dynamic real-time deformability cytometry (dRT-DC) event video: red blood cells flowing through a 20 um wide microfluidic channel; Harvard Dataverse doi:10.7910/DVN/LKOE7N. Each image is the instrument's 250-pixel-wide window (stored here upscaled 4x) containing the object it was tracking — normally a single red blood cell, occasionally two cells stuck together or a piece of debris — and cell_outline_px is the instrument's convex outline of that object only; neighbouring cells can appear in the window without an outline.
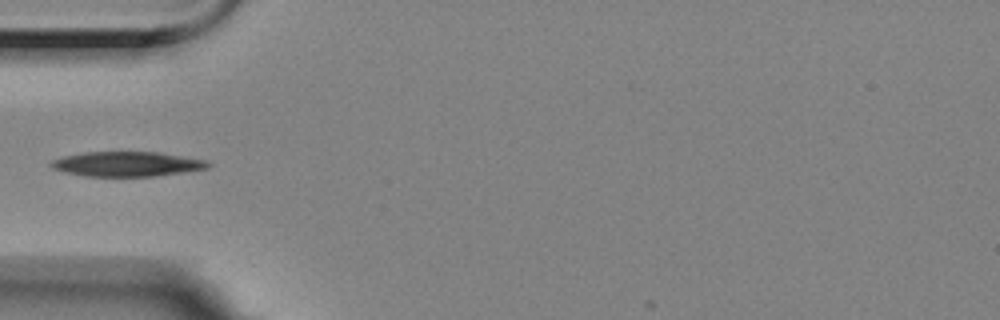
{"species": "Egyptian fruit bat (a non-hibernating species)", "species_latin": "Rousettus aegyptiacus", "temperature_condition": "room temperature", "stored_images_in_passage": 35, "camera_frame_rate_fps": 3000, "um_per_image_px": 0.085, "animal": {"sex": "female"}, "frame": {"image": 1, "passage_image": 1, "time_ms": 0.0, "image_size_px": [1000, 320], "cell_outline_px": [[212, 164], [208, 168], [156, 176], [84, 176], [64, 172], [52, 168], [48, 164], [52, 160], [64, 156], [84, 152], [160, 152], [204, 160]], "centroid_in_image_um": [10.75, 13.94], "position_along_channel_um": 74.2, "area_um2": 22.6}}
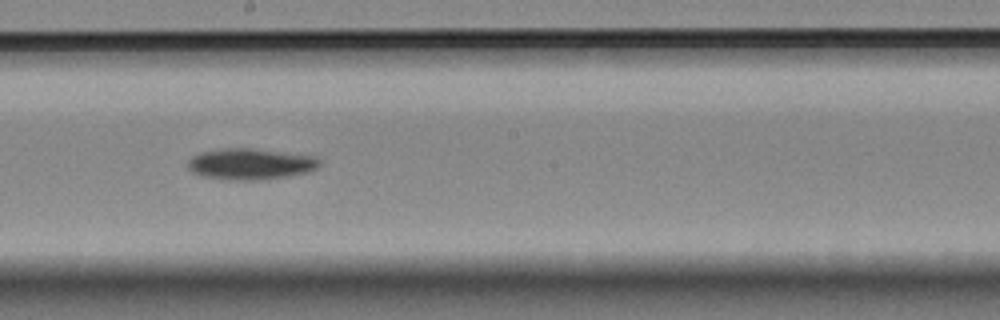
{"frame": {"image": 2, "passage_image": 14, "time_ms": 4.333, "image_size_px": [1000, 320], "cell_outline_px": [[320, 164], [316, 168], [308, 172], [288, 176], [256, 180], [232, 180], [204, 176], [192, 172], [188, 168], [188, 160], [192, 156], [200, 152], [224, 148], [252, 148], [316, 156], [320, 160]], "centroid_in_image_um": [21.29, 13.93], "position_along_channel_um": 226.9, "area_um2": 23.87}}
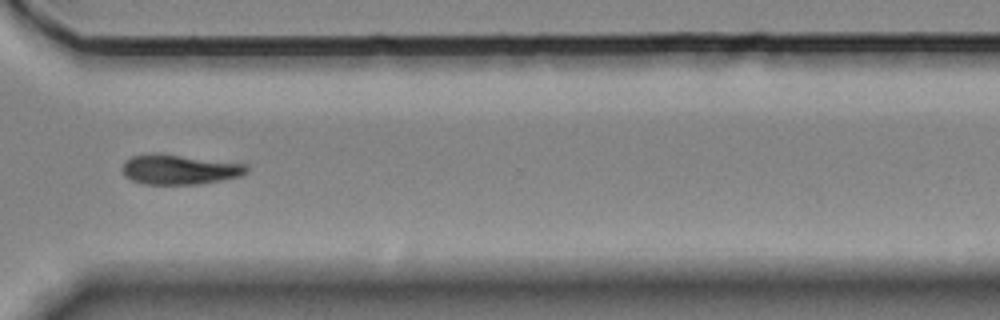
{"frame": {"image": 3, "passage_image": 25, "time_ms": 8.0, "image_size_px": [1000, 320], "cell_outline_px": [[248, 172], [240, 176], [220, 180], [196, 184], [144, 184], [132, 180], [124, 176], [124, 160], [132, 156], [176, 156], [248, 164]], "centroid_in_image_um": [15.29, 14.45], "position_along_channel_um": 355.3, "area_um2": 20.58}}